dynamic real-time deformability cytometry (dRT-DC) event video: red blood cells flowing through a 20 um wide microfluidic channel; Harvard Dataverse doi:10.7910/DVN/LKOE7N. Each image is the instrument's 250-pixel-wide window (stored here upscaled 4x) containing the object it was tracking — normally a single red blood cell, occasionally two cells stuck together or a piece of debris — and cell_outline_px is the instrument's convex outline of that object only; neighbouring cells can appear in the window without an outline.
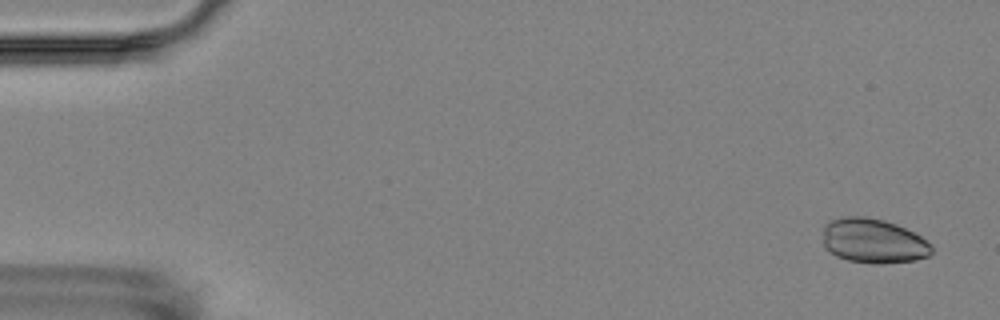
{"species": "Egyptian fruit bat (a non-hibernating species)", "species_latin": "Rousettus aegyptiacus", "temperature_condition": "room temperature", "stored_images_in_passage": 5, "camera_frame_rate_fps": 3000, "um_per_image_px": 0.085, "animal": {"sex": "female"}, "frame": {"image": 1, "passage_image": 1, "time_ms": 0.0, "image_size_px": [1000, 320], "cell_outline_px": [[932, 252], [928, 256], [916, 260], [884, 264], [872, 264], [848, 260], [836, 256], [828, 252], [824, 248], [824, 224], [832, 220], [848, 216], [864, 216], [884, 220], [896, 224], [920, 236], [932, 244]], "centroid_in_image_um": [74.23, 20.49], "position_along_channel_um": 10.8, "area_um2": 28.44}}